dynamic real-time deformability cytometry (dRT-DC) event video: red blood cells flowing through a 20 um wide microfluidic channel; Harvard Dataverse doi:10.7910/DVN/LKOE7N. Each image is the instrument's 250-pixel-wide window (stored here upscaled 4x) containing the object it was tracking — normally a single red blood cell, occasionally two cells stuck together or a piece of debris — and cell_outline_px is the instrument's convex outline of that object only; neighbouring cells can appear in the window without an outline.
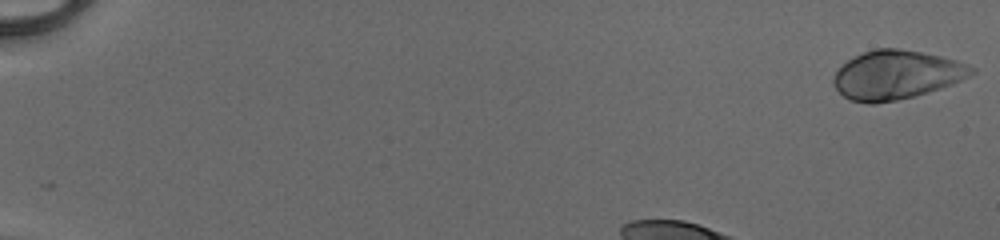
{"species": "human", "species_latin": "Homo sapiens", "temperature_condition": "cold", "stored_images_in_passage": 37, "camera_frame_rate_fps": 3000, "um_per_image_px": 0.085, "donor": {"sex": "male"}, "frame": {"image": 1, "passage_image": 1, "time_ms": 0.0, "image_size_px": [1000, 240], "cell_outline_px": [[976, 72], [952, 84], [928, 92], [896, 100], [876, 104], [868, 104], [848, 100], [836, 88], [832, 80], [836, 72], [852, 56], [876, 48], [900, 48], [940, 56], [956, 60], [968, 64], [976, 68]], "centroid_in_image_um": [76.19, 6.36], "position_along_channel_um": 8.8, "area_um2": 39.19}}
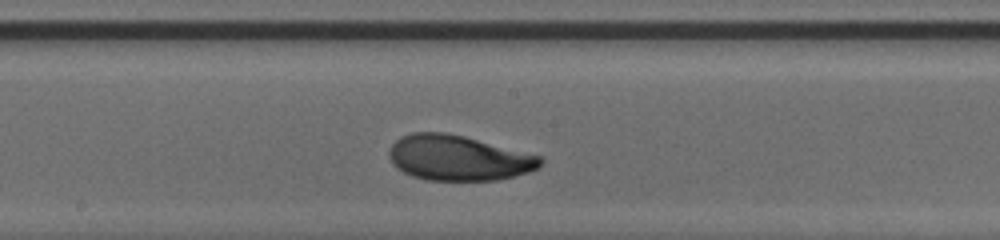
{"frame": {"image": 2, "passage_image": 23, "time_ms": 7.333, "image_size_px": [1000, 240], "cell_outline_px": [[544, 160], [536, 168], [528, 172], [496, 180], [428, 180], [412, 176], [396, 168], [392, 164], [388, 156], [388, 152], [392, 144], [400, 136], [412, 132], [444, 132], [464, 136], [544, 156]], "centroid_in_image_um": [38.94, 13.41], "position_along_channel_um": 209.3, "area_um2": 40.06}}
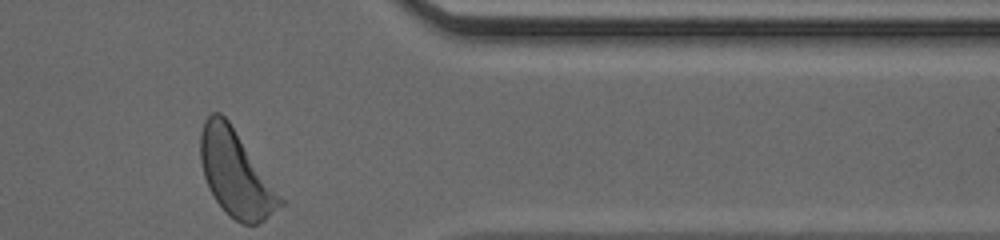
{"frame": {"image": 3, "passage_image": 37, "time_ms": 12.0, "image_size_px": [1000, 240], "cell_outline_px": [[284, 204], [264, 220], [256, 224], [240, 224], [216, 200], [208, 188], [204, 176], [200, 160], [200, 132], [204, 120], [212, 112], [220, 112], [228, 120], [284, 200]], "centroid_in_image_um": [20.01, 14.73], "position_along_channel_um": 391.4, "area_um2": 39.19}, "authors_computed_cell_mechanics": {"area_um2": 39.0728, "velocity_mm_per_s": 4.0999, "shape_relaxation_time_tau1_ms": 2.1441, "shape_relaxation_time_tau2_ms": 2.7063, "deformation_change_tau1": 0.1517, "deformation_change_tau2": 0.0764}}